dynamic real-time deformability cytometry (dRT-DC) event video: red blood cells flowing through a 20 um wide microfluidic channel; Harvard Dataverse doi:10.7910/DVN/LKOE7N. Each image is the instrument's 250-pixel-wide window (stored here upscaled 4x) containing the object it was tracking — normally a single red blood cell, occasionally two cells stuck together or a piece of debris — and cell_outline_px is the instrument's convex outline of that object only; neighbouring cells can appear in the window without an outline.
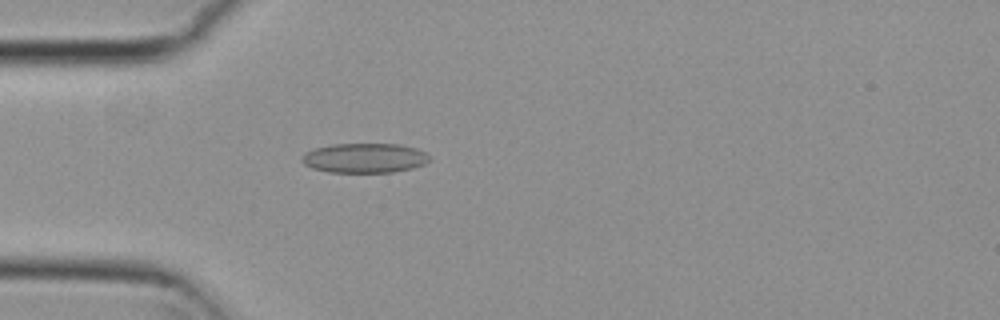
{"species": "common noctule bat (a hibernating species)", "species_latin": "Nyctalus noctula", "temperature_condition": "cold", "stored_images_in_passage": 42, "camera_frame_rate_fps": 3000, "um_per_image_px": 0.085, "animal": {"sex": "female", "body_mass_g": 29.2, "forearm_length_mm": 56.3}, "frame": {"image": 1, "passage_image": 4, "time_ms": 1.0, "image_size_px": [1000, 320], "cell_outline_px": [[432, 160], [424, 164], [412, 168], [392, 172], [328, 172], [312, 168], [304, 164], [300, 160], [300, 156], [304, 152], [316, 148], [332, 144], [400, 144], [416, 148], [424, 152]], "centroid_in_image_um": [30.96, 13.43], "position_along_channel_um": 54.0, "area_um2": 22.14}}
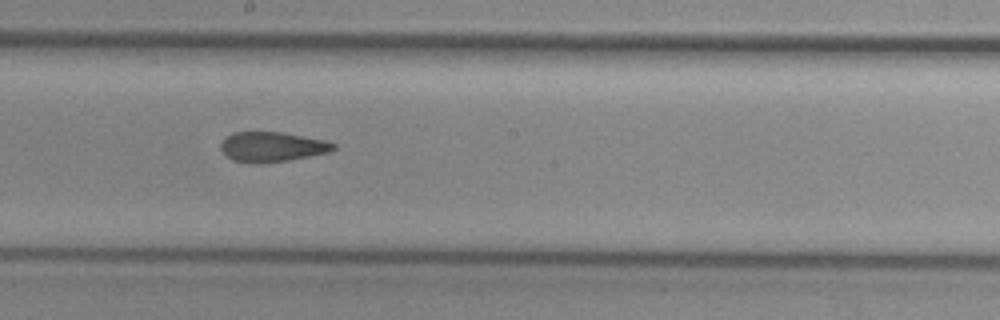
{"frame": {"image": 2, "passage_image": 18, "time_ms": 5.667, "image_size_px": [1000, 320], "cell_outline_px": [[336, 148], [328, 152], [288, 160], [264, 164], [256, 164], [232, 160], [220, 148], [220, 144], [232, 132], [284, 132], [328, 140], [336, 144]], "centroid_in_image_um": [23.15, 12.48], "position_along_channel_um": 225.0, "area_um2": 19.77}}
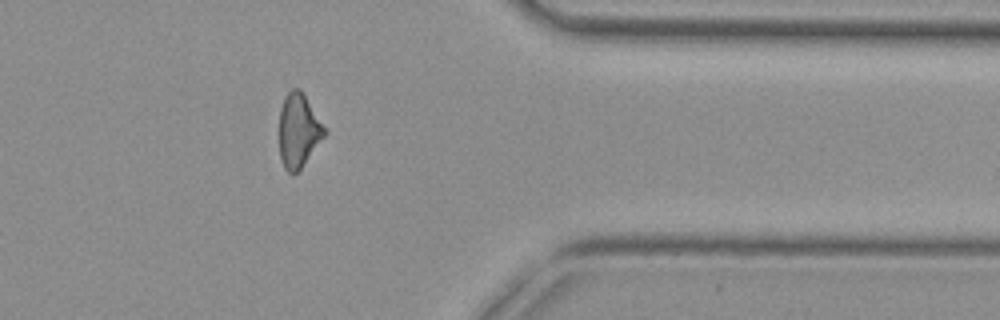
{"frame": {"image": 3, "passage_image": 32, "time_ms": 10.333, "image_size_px": [1000, 320], "cell_outline_px": [[324, 136], [300, 168], [296, 172], [288, 172], [284, 168], [280, 156], [280, 108], [284, 96], [292, 88], [300, 88], [324, 128]], "centroid_in_image_um": [25.33, 11.07], "position_along_channel_um": 386.1, "area_um2": 18.73}, "authors_computed_cell_mechanics": {"area_um2": 20.2878, "velocity_mm_per_s": 3.8084, "shape_relaxation_time_tau1_ms": null, "shape_relaxation_time_tau2_ms": 3.2179, "deformation_change_tau1": null, "deformation_change_tau2": 0.1181}}